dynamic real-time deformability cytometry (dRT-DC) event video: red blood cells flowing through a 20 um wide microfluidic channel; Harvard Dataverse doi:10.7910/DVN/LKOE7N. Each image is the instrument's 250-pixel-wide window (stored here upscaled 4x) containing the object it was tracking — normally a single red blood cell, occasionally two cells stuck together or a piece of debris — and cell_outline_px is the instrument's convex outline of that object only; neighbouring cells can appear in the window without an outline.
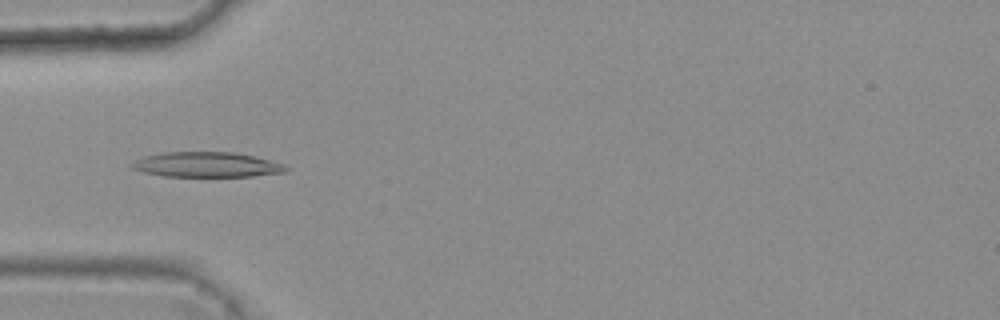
{"species": "common noctule bat (a hibernating species)", "species_latin": "Nyctalus noctula", "temperature_condition": "warm", "stored_images_in_passage": 7, "camera_frame_rate_fps": 3000, "um_per_image_px": 0.085, "animal": {"sex": "female", "body_mass_g": 25.1}, "frame": {"image": 1, "passage_image": 4, "time_ms": 1.0, "image_size_px": [1000, 320], "cell_outline_px": [[288, 172], [252, 176], [164, 176], [144, 172], [132, 168], [128, 164], [132, 160], [144, 156], [160, 152], [232, 152], [256, 156], [284, 164], [288, 168]], "centroid_in_image_um": [17.54, 13.98], "position_along_channel_um": 67.5, "area_um2": 22.72}}
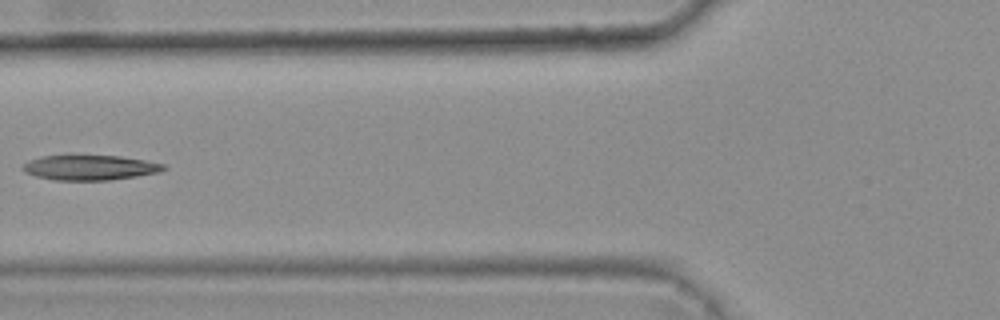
{"frame": {"image": 2, "passage_image": 5, "time_ms": 1.333, "image_size_px": [1000, 320], "cell_outline_px": [[168, 168], [160, 172], [112, 180], [52, 180], [36, 176], [24, 172], [20, 168], [28, 160], [40, 156], [68, 152], [120, 156], [144, 160], [164, 164]], "centroid_in_image_um": [7.56, 14.19], "position_along_channel_um": 118.2, "area_um2": 21.68}}
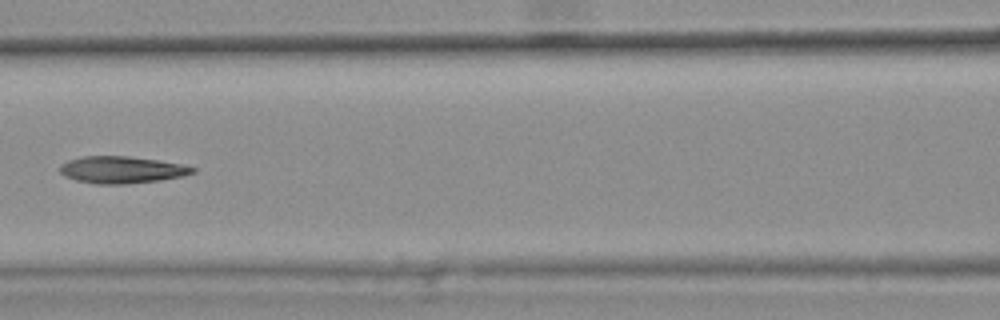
{"frame": {"image": 3, "passage_image": 6, "time_ms": 1.667, "image_size_px": [1000, 320], "cell_outline_px": [[196, 172], [184, 176], [160, 180], [128, 184], [96, 184], [76, 180], [64, 176], [60, 172], [60, 164], [68, 160], [80, 156], [128, 156], [184, 164], [196, 168]], "centroid_in_image_um": [10.35, 14.43], "position_along_channel_um": 156.2, "area_um2": 21.04}}